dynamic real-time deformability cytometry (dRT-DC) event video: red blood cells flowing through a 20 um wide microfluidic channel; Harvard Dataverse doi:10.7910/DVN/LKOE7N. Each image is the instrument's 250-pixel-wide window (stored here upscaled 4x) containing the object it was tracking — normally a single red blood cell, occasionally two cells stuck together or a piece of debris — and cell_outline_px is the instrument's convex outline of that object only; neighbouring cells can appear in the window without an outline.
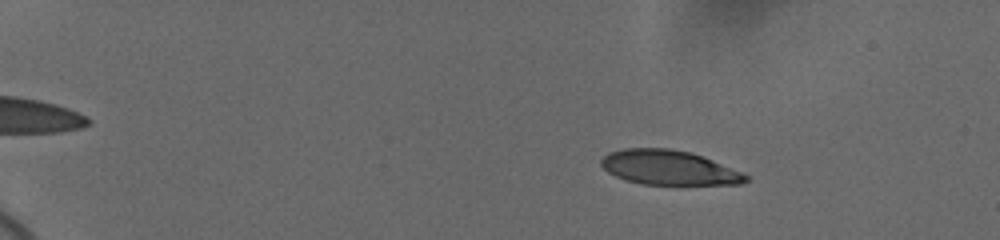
{"species": "human", "species_latin": "Homo sapiens", "temperature_condition": "cold", "stored_images_in_passage": 19, "camera_frame_rate_fps": 3000, "um_per_image_px": 0.085, "donor": {"sex": "female"}, "frame": {"image": 1, "passage_image": 6, "time_ms": 2.667, "image_size_px": [1000, 240], "cell_outline_px": [[748, 180], [740, 184], [680, 188], [640, 184], [624, 180], [608, 172], [600, 164], [600, 160], [608, 152], [624, 148], [668, 148], [692, 152], [744, 172], [748, 176]], "centroid_in_image_um": [56.92, 14.31], "position_along_channel_um": 28.1, "area_um2": 30.69}}
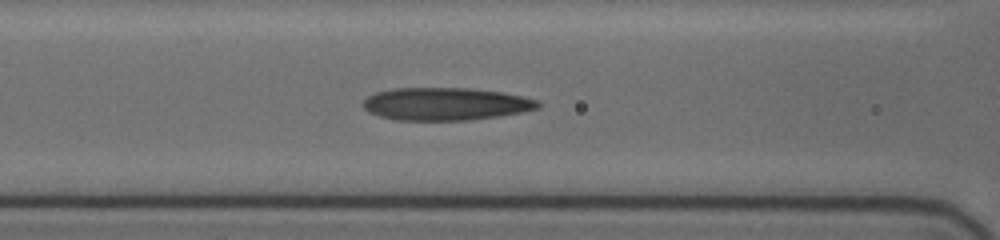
{"frame": {"image": 2, "passage_image": 17, "time_ms": 8.667, "image_size_px": [1000, 240], "cell_outline_px": [[540, 108], [500, 116], [468, 120], [396, 120], [380, 116], [368, 112], [360, 104], [368, 96], [376, 92], [392, 88], [468, 88], [500, 92], [520, 96], [536, 100], [540, 104]], "centroid_in_image_um": [37.82, 8.84], "position_along_channel_um": 128.8, "area_um2": 33.23}}
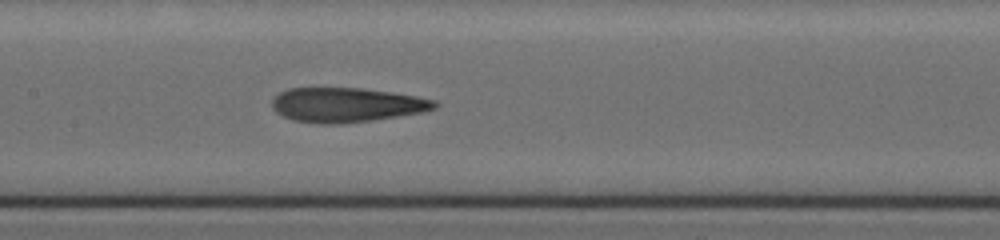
{"frame": {"image": 3, "passage_image": 19, "time_ms": 10.0, "image_size_px": [1000, 240], "cell_outline_px": [[440, 104], [436, 108], [420, 112], [372, 120], [336, 124], [316, 124], [292, 120], [276, 112], [272, 108], [272, 100], [280, 92], [288, 88], [360, 88], [392, 92], [416, 96], [436, 100]], "centroid_in_image_um": [29.44, 8.91], "position_along_channel_um": 178.0, "area_um2": 32.66}}